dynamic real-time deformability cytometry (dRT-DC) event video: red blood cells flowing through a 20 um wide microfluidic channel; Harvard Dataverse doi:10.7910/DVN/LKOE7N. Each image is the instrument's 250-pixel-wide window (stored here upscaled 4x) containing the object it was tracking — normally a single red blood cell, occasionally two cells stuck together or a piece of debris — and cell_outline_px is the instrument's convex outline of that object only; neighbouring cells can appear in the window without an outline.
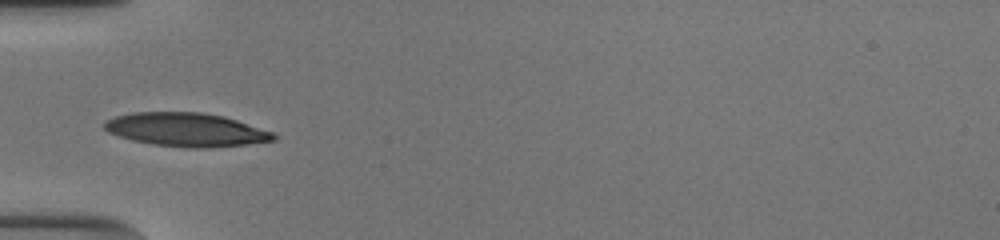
{"species": "human", "species_latin": "Homo sapiens", "temperature_condition": "cold", "stored_images_in_passage": 36, "camera_frame_rate_fps": 3000, "um_per_image_px": 0.085, "donor": {"sex": "male"}, "frame": {"image": 1, "passage_image": 1, "time_ms": 0.0, "image_size_px": [1000, 240], "cell_outline_px": [[276, 140], [248, 144], [208, 148], [188, 148], [152, 144], [132, 140], [108, 132], [104, 128], [104, 124], [108, 120], [116, 116], [132, 112], [200, 112], [224, 116], [272, 132], [276, 136]], "centroid_in_image_um": [15.83, 11.03], "position_along_channel_um": 69.2, "area_um2": 32.95}}
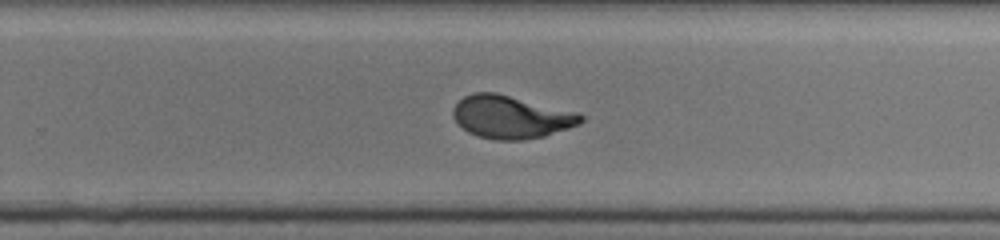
{"frame": {"image": 2, "passage_image": 18, "time_ms": 5.667, "image_size_px": [1000, 240], "cell_outline_px": [[584, 120], [580, 124], [544, 136], [524, 140], [496, 140], [476, 136], [468, 132], [452, 116], [452, 108], [464, 96], [472, 92], [496, 92], [580, 112], [584, 116]], "centroid_in_image_um": [43.46, 9.93], "position_along_channel_um": 286.3, "area_um2": 32.19}}
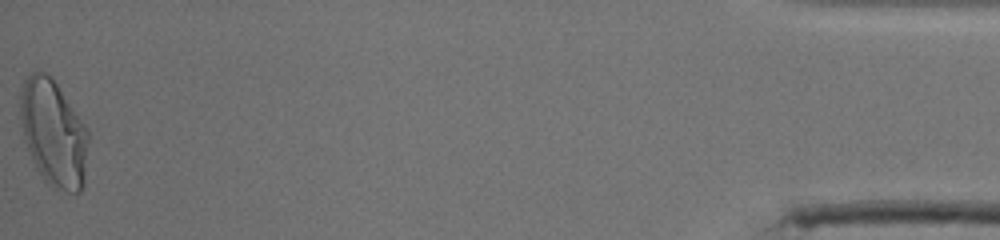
{"frame": {"image": 3, "passage_image": 36, "time_ms": 11.667, "image_size_px": [1000, 240], "cell_outline_px": [[88, 140], [84, 184], [80, 192], [68, 192], [48, 184], [44, 180], [36, 168], [32, 160], [24, 140], [20, 120], [20, 92], [24, 80], [32, 72], [44, 72], [52, 76], [84, 124], [88, 132]], "centroid_in_image_um": [4.53, 11.3], "position_along_channel_um": 430.7, "area_um2": 42.19}, "authors_computed_cell_mechanics": {"area_um2": 32.1657, "velocity_mm_per_s": 3.8567, "shape_relaxation_time_tau1_ms": 4.2398, "shape_relaxation_time_tau2_ms": null, "deformation_change_tau1": 0.2064, "deformation_change_tau2": null}}